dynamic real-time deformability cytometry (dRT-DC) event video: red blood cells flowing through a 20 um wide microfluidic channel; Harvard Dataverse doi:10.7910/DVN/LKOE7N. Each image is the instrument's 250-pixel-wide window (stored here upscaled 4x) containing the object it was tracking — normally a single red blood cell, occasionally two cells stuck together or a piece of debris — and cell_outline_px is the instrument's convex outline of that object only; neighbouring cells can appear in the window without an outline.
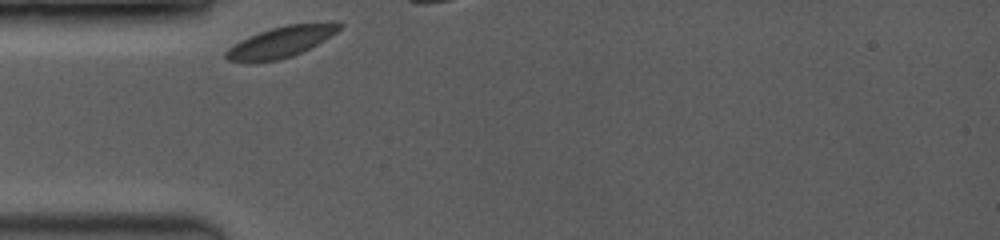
{"species": "common noctule bat (a hibernating species)", "species_latin": "Nyctalus noctula", "temperature_condition": "room temperature", "stored_images_in_passage": 8, "camera_frame_rate_fps": 3500, "um_per_image_px": 0.085, "animal": {"sex": "female", "body_mass_g": 19.0, "forearm_length_mm": 53.3}, "frame": {"image": 1, "passage_image": 1, "time_ms": 0.0, "image_size_px": [1000, 240], "cell_outline_px": [[344, 24], [336, 32], [324, 40], [292, 56], [276, 60], [248, 64], [228, 60], [224, 56], [224, 52], [228, 48], [240, 40], [248, 36], [272, 28], [288, 24]], "centroid_in_image_um": [23.73, 3.62], "position_along_channel_um": 61.3, "area_um2": 20.0}}
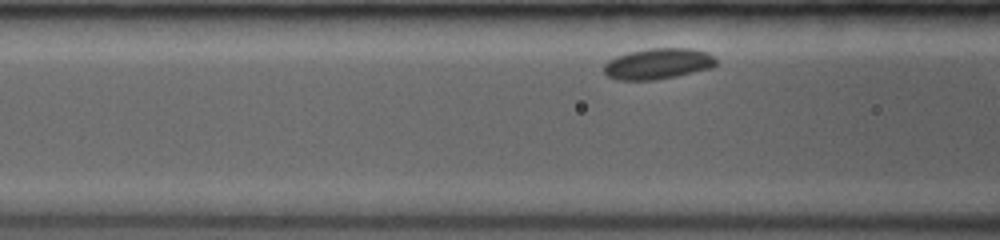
{"frame": {"image": 2, "passage_image": 6, "time_ms": 1.429, "image_size_px": [1000, 240], "cell_outline_px": [[716, 64], [712, 68], [676, 76], [656, 80], [616, 80], [608, 76], [604, 72], [604, 64], [608, 60], [616, 56], [648, 48], [692, 48], [704, 52], [712, 56], [716, 60]], "centroid_in_image_um": [55.91, 5.42], "position_along_channel_um": 110.7, "area_um2": 20.11}}